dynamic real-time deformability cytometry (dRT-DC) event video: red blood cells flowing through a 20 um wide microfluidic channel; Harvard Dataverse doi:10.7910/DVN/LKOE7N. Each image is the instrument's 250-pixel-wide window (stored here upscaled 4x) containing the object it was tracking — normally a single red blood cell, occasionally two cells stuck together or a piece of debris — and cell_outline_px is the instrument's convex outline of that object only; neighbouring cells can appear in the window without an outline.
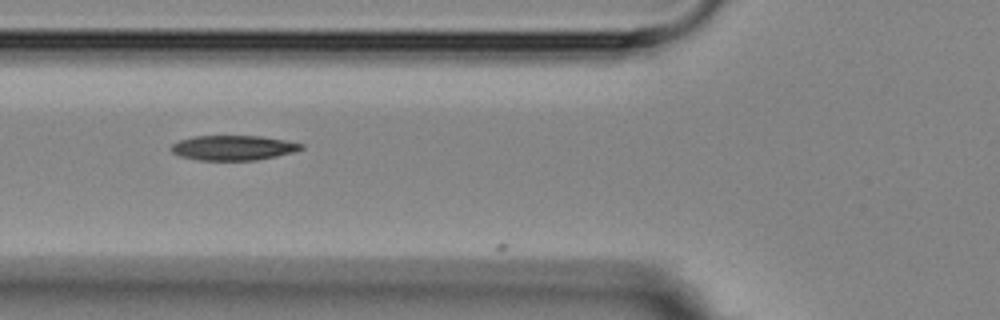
{"species": "Egyptian fruit bat (a non-hibernating species)", "species_latin": "Rousettus aegyptiacus", "temperature_condition": "room temperature", "stored_images_in_passage": 4, "camera_frame_rate_fps": 3000, "um_per_image_px": 0.085, "animal": {"sex": "female"}, "frame": {"image": 1, "passage_image": 3, "time_ms": 2.333, "image_size_px": [1000, 320], "cell_outline_px": [[304, 148], [292, 152], [276, 156], [256, 160], [200, 160], [180, 156], [172, 152], [172, 144], [180, 140], [192, 136], [260, 136], [288, 140], [304, 144]], "centroid_in_image_um": [19.85, 12.55], "position_along_channel_um": 105.9, "area_um2": 18.79}}